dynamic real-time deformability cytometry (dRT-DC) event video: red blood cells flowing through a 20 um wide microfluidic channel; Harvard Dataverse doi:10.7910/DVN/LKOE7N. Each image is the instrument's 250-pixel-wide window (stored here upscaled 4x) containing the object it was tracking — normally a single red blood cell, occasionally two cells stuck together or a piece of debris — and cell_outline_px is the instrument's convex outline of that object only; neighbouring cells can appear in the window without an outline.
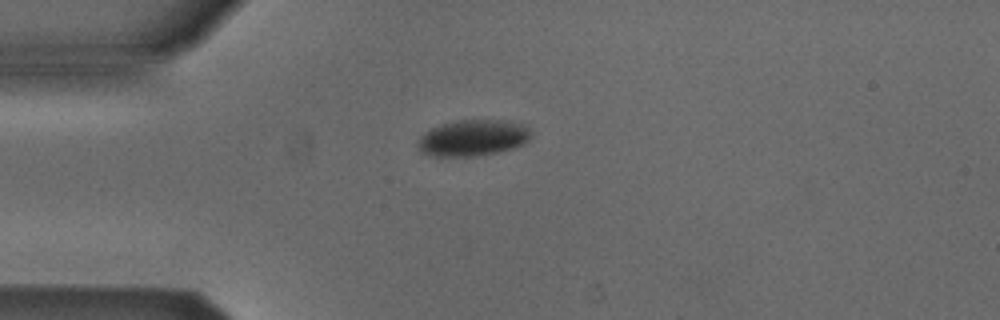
{"species": "Egyptian fruit bat (a non-hibernating species)", "species_latin": "Rousettus aegyptiacus", "temperature_condition": "cold", "stored_images_in_passage": 38, "camera_frame_rate_fps": 3000, "um_per_image_px": 0.085, "animal": {"sex": "male"}, "frame": {"image": 1, "passage_image": 1, "time_ms": 0.0, "image_size_px": [1000, 320], "cell_outline_px": [[532, 136], [524, 144], [500, 152], [476, 156], [428, 156], [420, 152], [416, 148], [416, 140], [424, 132], [432, 128], [444, 124], [460, 120], [500, 120], [520, 124], [528, 128], [532, 132]], "centroid_in_image_um": [40.15, 11.74], "position_along_channel_um": 44.9, "area_um2": 24.04}}
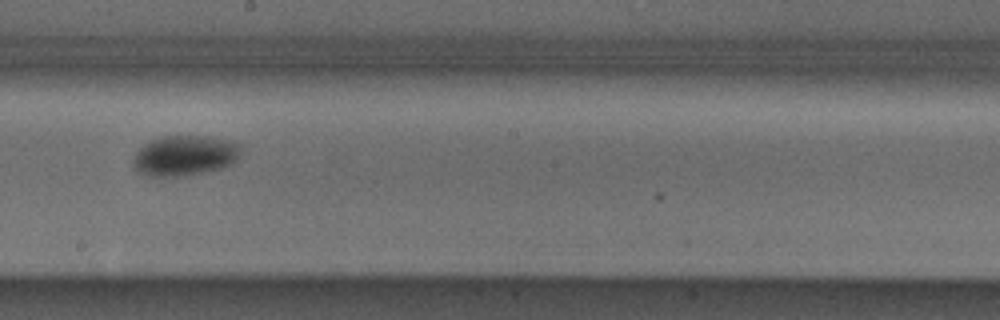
{"frame": {"image": 2, "passage_image": 17, "time_ms": 5.333, "image_size_px": [1000, 320], "cell_outline_px": [[240, 152], [236, 160], [232, 164], [220, 168], [180, 176], [148, 176], [136, 172], [132, 164], [132, 160], [136, 152], [144, 144], [160, 136], [208, 136], [240, 144]], "centroid_in_image_um": [15.64, 13.22], "position_along_channel_um": 232.6, "area_um2": 25.14}}
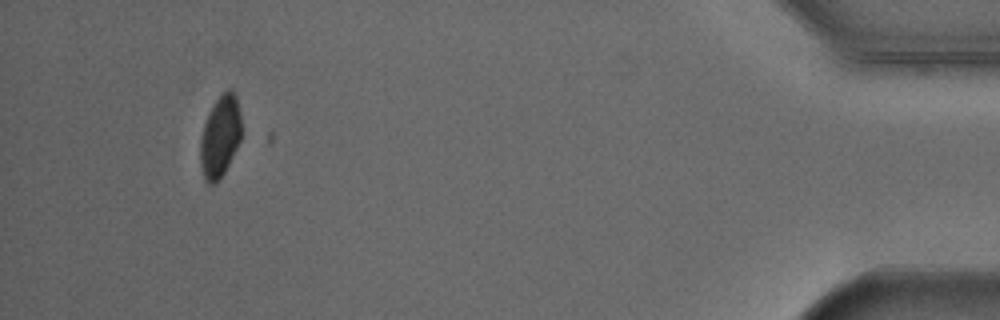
{"frame": {"image": 3, "passage_image": 37, "time_ms": 12.0, "image_size_px": [1000, 320], "cell_outline_px": [[240, 140], [224, 172], [212, 184], [208, 184], [204, 180], [200, 164], [200, 136], [208, 112], [216, 100], [228, 88], [232, 88], [236, 96], [240, 116]], "centroid_in_image_um": [18.68, 11.58], "position_along_channel_um": 416.5, "area_um2": 19.31}, "authors_computed_cell_mechanics": {"area_um2": 24.3338, "velocity_mm_per_s": 3.8637, "shape_relaxation_time_tau1_ms": 3.2446, "shape_relaxation_time_tau2_ms": null, "deformation_change_tau1": 0.0512, "deformation_change_tau2": null}}